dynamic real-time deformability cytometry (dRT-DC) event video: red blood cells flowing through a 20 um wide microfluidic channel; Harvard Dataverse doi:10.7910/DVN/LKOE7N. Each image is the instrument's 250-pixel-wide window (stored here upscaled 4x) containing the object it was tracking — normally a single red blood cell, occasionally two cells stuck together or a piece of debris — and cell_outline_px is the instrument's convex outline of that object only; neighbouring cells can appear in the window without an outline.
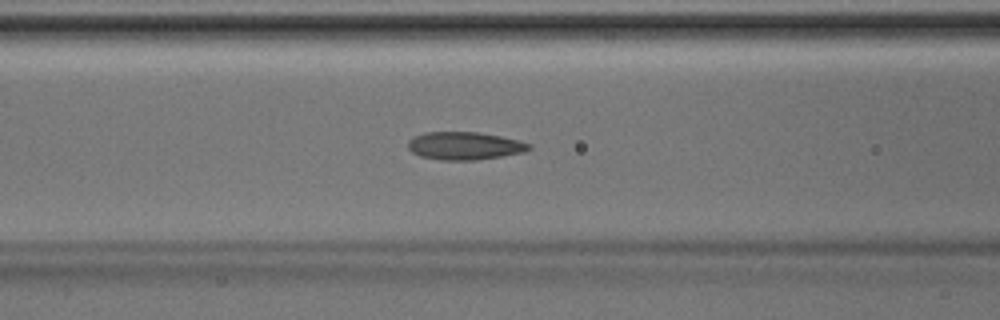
{"species": "Egyptian fruit bat (a non-hibernating species)", "species_latin": "Rousettus aegyptiacus", "temperature_condition": "room temperature", "stored_images_in_passage": 44, "camera_frame_rate_fps": 3000, "um_per_image_px": 0.085, "animal": {"sex": "male"}, "frame": {"image": 1, "passage_image": 18, "time_ms": 5.667, "image_size_px": [1000, 320], "cell_outline_px": [[532, 148], [524, 152], [476, 160], [440, 160], [420, 156], [412, 152], [408, 148], [408, 140], [412, 136], [424, 132], [476, 132], [500, 136], [532, 144]], "centroid_in_image_um": [39.45, 12.39], "position_along_channel_um": 127.1, "area_um2": 19.65}}
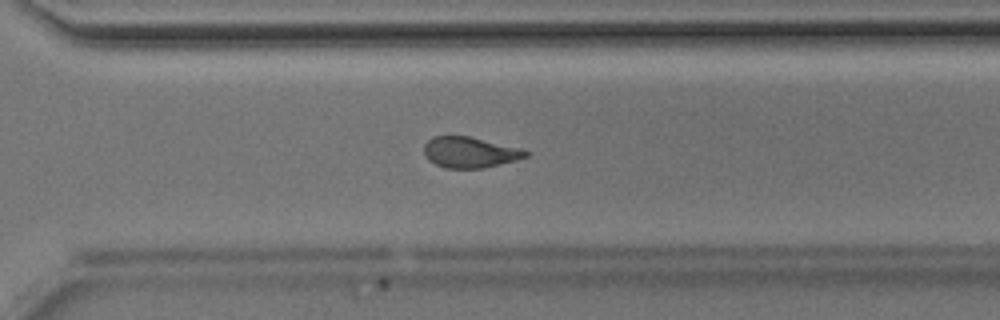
{"frame": {"image": 2, "passage_image": 32, "time_ms": 10.333, "image_size_px": [1000, 320], "cell_outline_px": [[528, 156], [516, 160], [484, 168], [444, 168], [428, 160], [424, 152], [424, 144], [432, 136], [468, 136], [524, 148], [528, 152]], "centroid_in_image_um": [39.95, 12.94], "position_along_channel_um": 330.6, "area_um2": 18.38}}
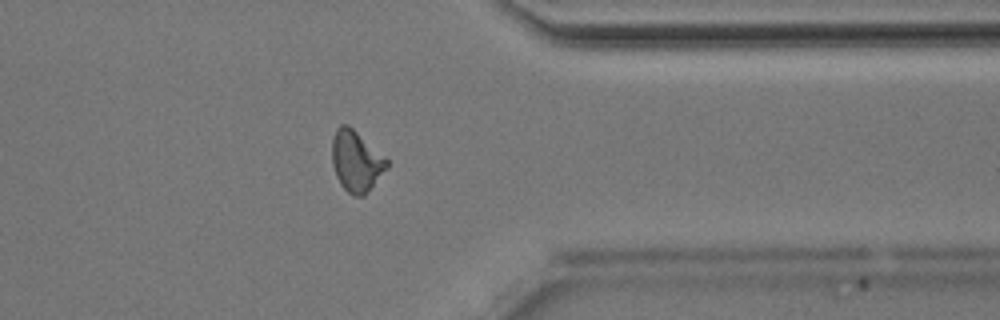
{"frame": {"image": 3, "passage_image": 36, "time_ms": 11.667, "image_size_px": [1000, 320], "cell_outline_px": [[388, 168], [364, 196], [352, 196], [340, 184], [336, 176], [332, 164], [332, 140], [336, 128], [340, 124], [348, 124], [388, 160]], "centroid_in_image_um": [30.26, 13.71], "position_along_channel_um": 381.1, "area_um2": 19.42}}